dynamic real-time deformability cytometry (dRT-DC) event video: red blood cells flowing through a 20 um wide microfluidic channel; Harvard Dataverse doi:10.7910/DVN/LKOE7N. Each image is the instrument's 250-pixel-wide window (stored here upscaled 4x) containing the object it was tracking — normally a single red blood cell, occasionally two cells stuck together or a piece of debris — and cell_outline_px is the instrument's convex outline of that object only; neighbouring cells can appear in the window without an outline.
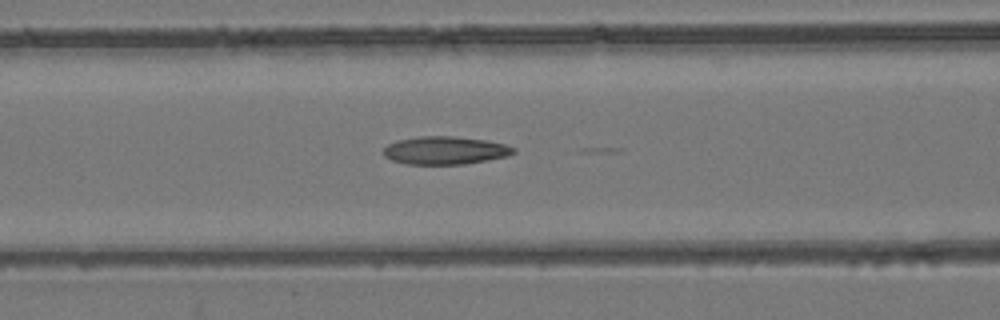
{"species": "common noctule bat (a hibernating species)", "species_latin": "Nyctalus noctula", "temperature_condition": "room temperature", "stored_images_in_passage": 11, "camera_frame_rate_fps": 3000, "um_per_image_px": 0.085, "animal": {"sex": "female", "body_mass_g": 24.6, "forearm_length_mm": 56.2}, "frame": {"image": 1, "passage_image": 9, "time_ms": 2.667, "image_size_px": [1000, 320], "cell_outline_px": [[516, 152], [508, 156], [464, 164], [408, 164], [392, 160], [384, 156], [384, 148], [388, 144], [396, 140], [420, 136], [452, 136], [484, 140], [504, 144], [516, 148]], "centroid_in_image_um": [37.83, 12.78], "position_along_channel_um": 128.8, "area_um2": 21.1}}